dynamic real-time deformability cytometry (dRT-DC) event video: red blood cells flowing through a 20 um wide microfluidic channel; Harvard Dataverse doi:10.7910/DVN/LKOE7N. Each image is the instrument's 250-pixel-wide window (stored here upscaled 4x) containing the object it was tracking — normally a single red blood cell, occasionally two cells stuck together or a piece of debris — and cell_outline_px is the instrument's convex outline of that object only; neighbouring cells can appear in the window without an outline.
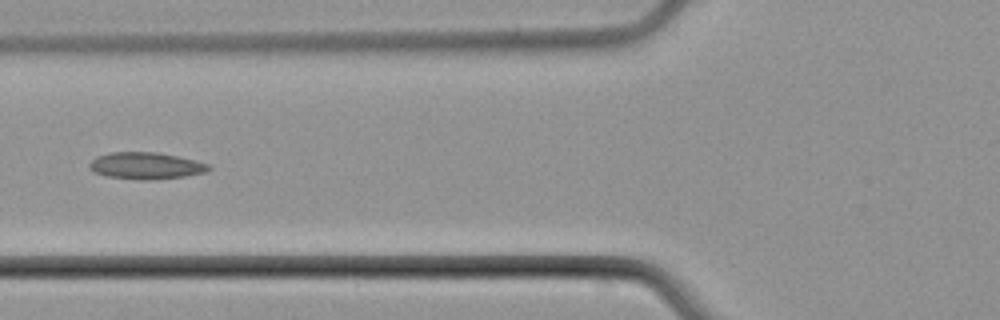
{"species": "common noctule bat (a hibernating species)", "species_latin": "Nyctalus noctula", "temperature_condition": "cold", "stored_images_in_passage": 5, "camera_frame_rate_fps": 3000, "um_per_image_px": 0.085, "animal": {"sex": "male", "body_mass_g": 21.5, "forearm_length_mm": 52.0}, "frame": {"image": 1, "passage_image": 4, "time_ms": 4.0, "image_size_px": [1000, 320], "cell_outline_px": [[212, 168], [204, 172], [184, 176], [152, 180], [140, 180], [108, 176], [92, 172], [88, 168], [88, 164], [96, 156], [112, 152], [156, 152], [196, 160], [208, 164]], "centroid_in_image_um": [12.36, 14.09], "position_along_channel_um": 113.4, "area_um2": 18.61}}
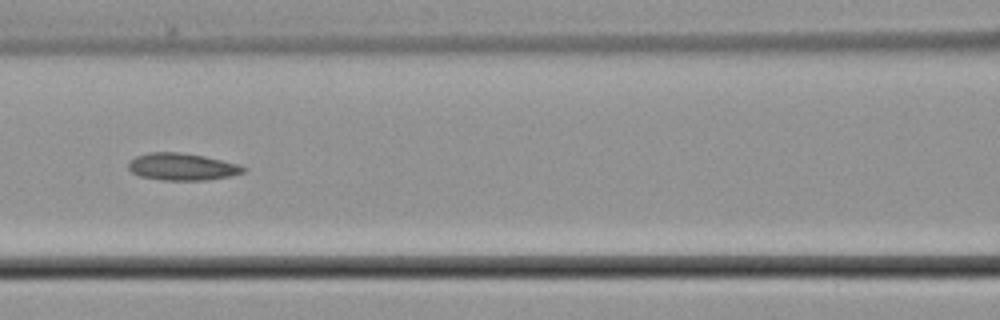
{"frame": {"image": 2, "passage_image": 5, "time_ms": 5.0, "image_size_px": [1000, 320], "cell_outline_px": [[248, 168], [244, 172], [228, 176], [204, 180], [164, 180], [140, 176], [132, 172], [128, 168], [128, 160], [136, 156], [148, 152], [180, 152], [204, 156], [240, 164]], "centroid_in_image_um": [15.47, 14.16], "position_along_channel_um": 151.1, "area_um2": 18.21}}